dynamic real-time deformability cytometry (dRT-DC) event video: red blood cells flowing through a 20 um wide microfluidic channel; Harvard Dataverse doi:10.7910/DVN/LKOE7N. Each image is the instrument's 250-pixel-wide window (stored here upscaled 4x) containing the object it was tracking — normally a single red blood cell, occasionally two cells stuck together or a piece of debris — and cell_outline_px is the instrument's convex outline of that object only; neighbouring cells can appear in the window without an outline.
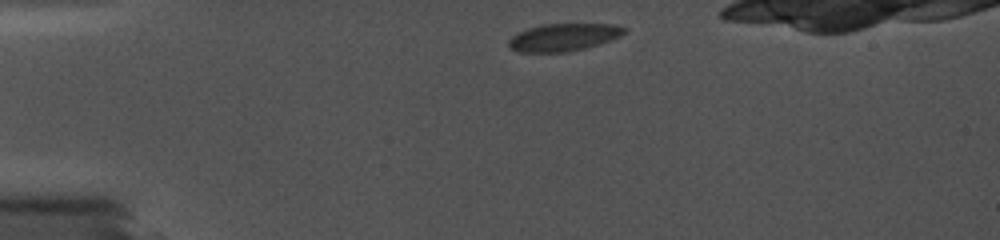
{"species": "common noctule bat (a hibernating species)", "species_latin": "Nyctalus noctula", "temperature_condition": "cold", "stored_images_in_passage": 30, "camera_frame_rate_fps": 5000, "um_per_image_px": 0.085, "animal": {"sex": "female", "body_mass_g": 19.0, "forearm_length_mm": 56.7}, "frame": {"image": 1, "passage_image": 1, "time_ms": 0.0, "image_size_px": [1000, 240], "cell_outline_px": [[628, 32], [620, 36], [600, 44], [568, 52], [516, 52], [508, 44], [508, 40], [516, 32], [528, 28], [544, 24], [616, 24], [628, 28]], "centroid_in_image_um": [47.93, 3.16], "position_along_channel_um": 37.1, "area_um2": 18.73}}
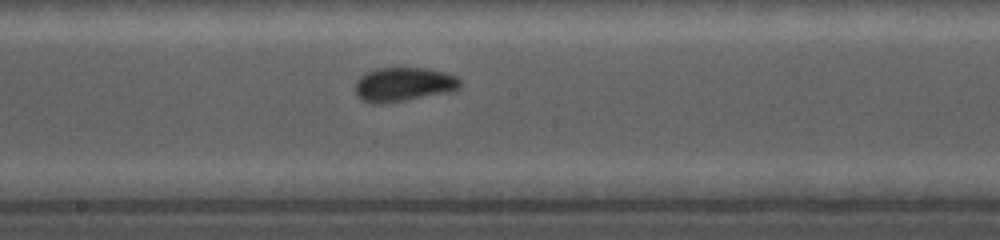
{"frame": {"image": 2, "passage_image": 15, "time_ms": 6.0, "image_size_px": [1000, 240], "cell_outline_px": [[464, 84], [460, 88], [452, 92], [404, 100], [376, 104], [360, 100], [356, 96], [356, 80], [360, 76], [376, 68], [424, 68], [444, 72], [456, 76]], "centroid_in_image_um": [34.33, 7.18], "position_along_channel_um": 213.9, "area_um2": 20.92}}
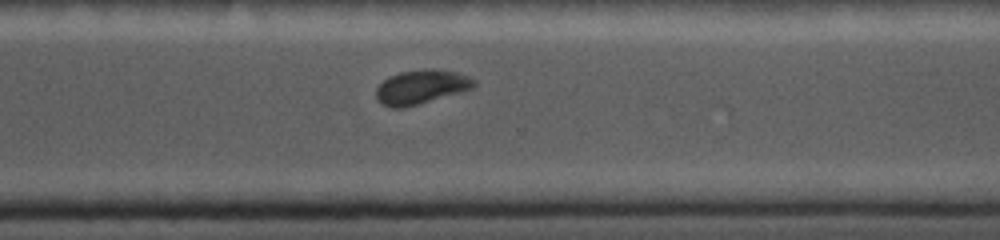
{"frame": {"image": 3, "passage_image": 26, "time_ms": 9.2, "image_size_px": [1000, 240], "cell_outline_px": [[476, 84], [472, 88], [464, 92], [404, 108], [392, 108], [384, 104], [376, 96], [376, 88], [388, 76], [400, 72], [432, 68], [456, 72], [468, 76], [476, 80]], "centroid_in_image_um": [35.84, 7.39], "position_along_channel_um": 334.8, "area_um2": 19.54}}